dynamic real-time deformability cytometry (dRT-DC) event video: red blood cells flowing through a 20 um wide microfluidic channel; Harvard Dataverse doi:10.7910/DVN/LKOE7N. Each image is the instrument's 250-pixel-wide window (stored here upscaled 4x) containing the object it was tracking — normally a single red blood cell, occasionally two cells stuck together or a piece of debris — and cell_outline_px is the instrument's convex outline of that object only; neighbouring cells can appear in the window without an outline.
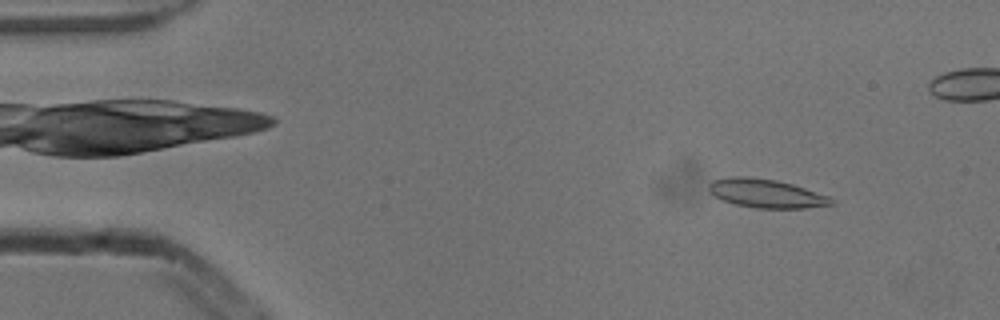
{"species": "common noctule bat (a hibernating species)", "species_latin": "Nyctalus noctula", "temperature_condition": "cold", "stored_images_in_passage": 4, "camera_frame_rate_fps": 3000, "um_per_image_px": 0.085, "animal": {"sex": "male", "body_mass_g": 13.3}, "frame": {"image": 1, "passage_image": 1, "time_ms": 0.0, "image_size_px": [1000, 320], "cell_outline_px": [[836, 204], [804, 208], [756, 208], [736, 204], [724, 200], [708, 192], [708, 184], [712, 180], [732, 176], [744, 176], [776, 180], [792, 184], [828, 196], [836, 200]], "centroid_in_image_um": [65.12, 16.44], "position_along_channel_um": 19.9, "area_um2": 20.4}}